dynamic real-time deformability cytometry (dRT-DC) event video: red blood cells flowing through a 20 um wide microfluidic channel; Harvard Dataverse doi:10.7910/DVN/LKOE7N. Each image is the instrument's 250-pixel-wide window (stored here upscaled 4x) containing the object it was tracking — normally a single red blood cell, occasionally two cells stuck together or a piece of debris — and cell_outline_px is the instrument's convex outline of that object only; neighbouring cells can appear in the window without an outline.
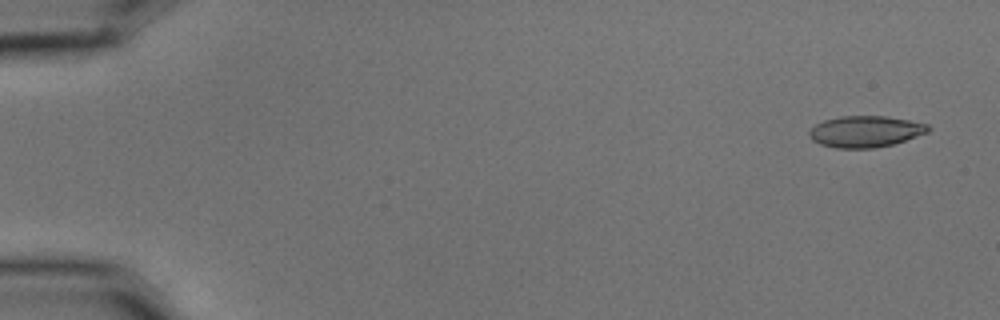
{"species": "common noctule bat (a hibernating species)", "species_latin": "Nyctalus noctula", "temperature_condition": "cold", "stored_images_in_passage": 6, "camera_frame_rate_fps": 3000, "um_per_image_px": 0.085, "animal": {"sex": "male", "body_mass_g": 15.6}, "frame": {"image": 1, "passage_image": 1, "time_ms": 0.0, "image_size_px": [1000, 320], "cell_outline_px": [[932, 128], [928, 132], [892, 144], [872, 148], [836, 148], [820, 144], [812, 140], [808, 136], [808, 132], [816, 124], [824, 120], [840, 116], [884, 116], [908, 120], [928, 124]], "centroid_in_image_um": [73.54, 11.17], "position_along_channel_um": 11.5, "area_um2": 21.62}}
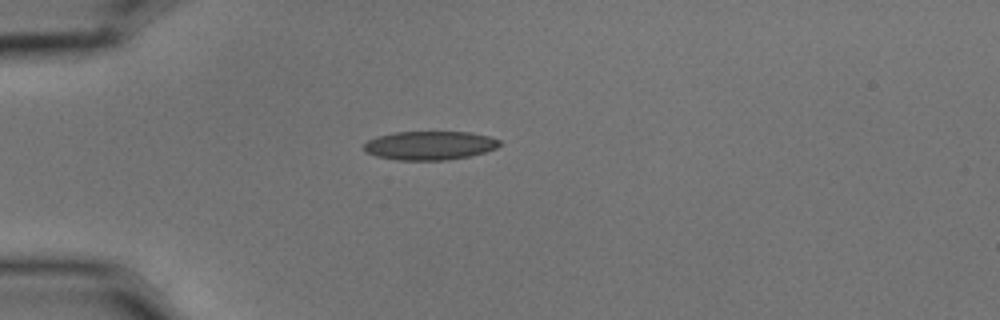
{"frame": {"image": 2, "passage_image": 4, "time_ms": 1.0, "image_size_px": [1000, 320], "cell_outline_px": [[500, 144], [496, 148], [484, 152], [468, 156], [448, 160], [396, 160], [376, 156], [364, 152], [364, 144], [368, 140], [376, 136], [392, 132], [468, 132], [488, 136], [500, 140]], "centroid_in_image_um": [36.48, 12.36], "position_along_channel_um": 48.5, "area_um2": 22.77}}
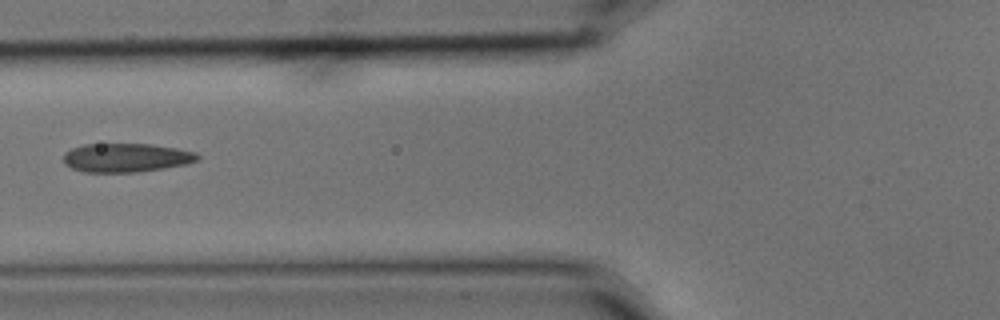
{"frame": {"image": 3, "passage_image": 6, "time_ms": 1.667, "image_size_px": [1000, 320], "cell_outline_px": [[200, 160], [184, 164], [164, 168], [136, 172], [84, 172], [72, 168], [64, 164], [64, 152], [72, 148], [84, 144], [152, 144], [176, 148], [196, 152], [200, 156]], "centroid_in_image_um": [10.72, 13.4], "position_along_channel_um": 115.1, "area_um2": 22.54}}